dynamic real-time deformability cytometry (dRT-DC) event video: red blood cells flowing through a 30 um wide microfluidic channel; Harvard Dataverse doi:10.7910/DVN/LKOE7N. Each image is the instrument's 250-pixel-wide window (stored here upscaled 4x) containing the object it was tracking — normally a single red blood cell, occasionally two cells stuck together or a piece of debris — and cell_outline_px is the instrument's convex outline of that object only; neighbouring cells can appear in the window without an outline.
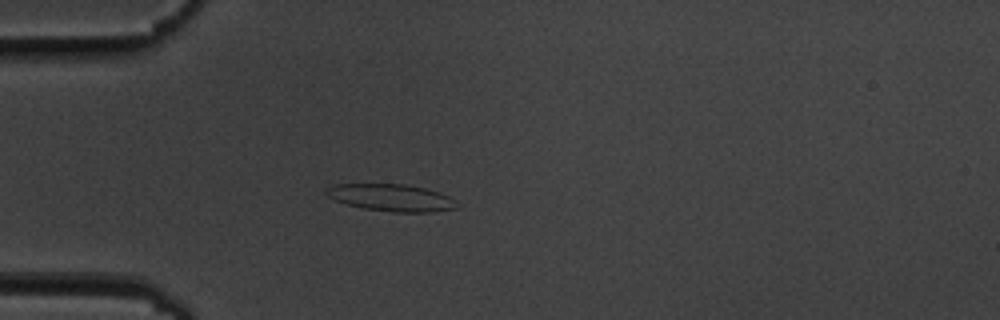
{"species": "common noctule bat (a hibernating species)", "species_latin": "Nyctalus noctula", "temperature_condition": "cold", "stored_images_in_passage": 41, "camera_frame_rate_fps": 3000, "um_per_image_px": 0.085, "animal": {"sex": "male", "body_mass_g": 19.5, "forearm_length_mm": 54.6}, "frame": {"image": 1, "passage_image": 1, "time_ms": 0.0, "image_size_px": [1000, 320], "cell_outline_px": [[460, 208], [432, 212], [392, 212], [364, 208], [348, 204], [336, 200], [328, 196], [324, 192], [332, 184], [404, 184], [424, 188], [440, 192], [456, 200]], "centroid_in_image_um": [33.31, 16.8], "position_along_channel_um": 51.7, "area_um2": 20.63}}
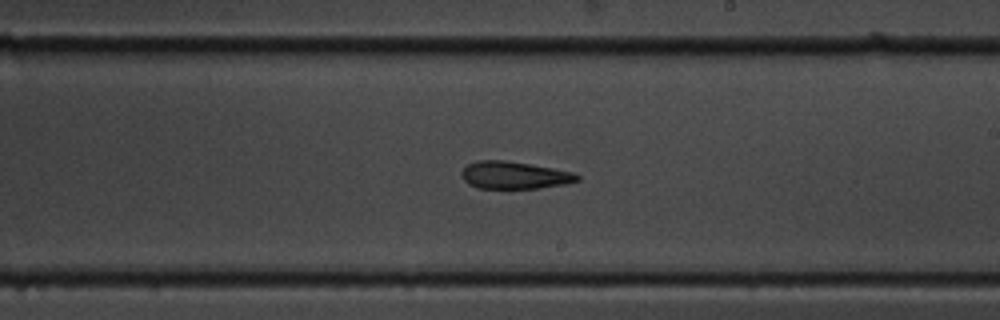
{"frame": {"image": 2, "passage_image": 18, "time_ms": 5.667, "image_size_px": [1000, 320], "cell_outline_px": [[580, 180], [568, 184], [540, 188], [476, 188], [468, 184], [464, 180], [460, 172], [468, 164], [476, 160], [504, 160], [576, 172], [580, 176]], "centroid_in_image_um": [43.74, 14.9], "position_along_channel_um": 245.3, "area_um2": 18.61}}
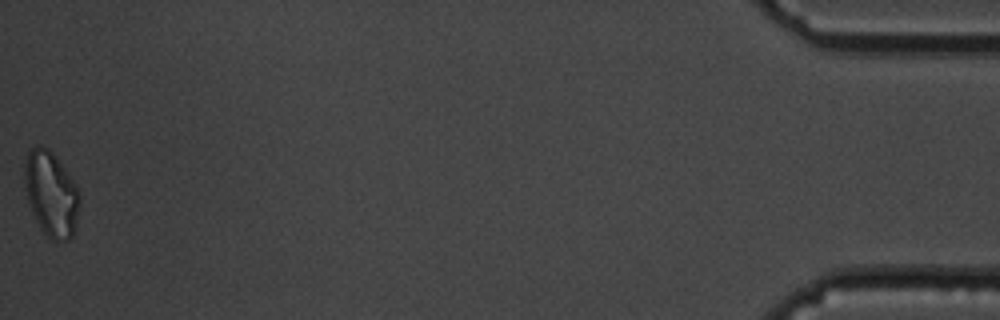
{"frame": {"image": 3, "passage_image": 41, "time_ms": 13.333, "image_size_px": [1000, 320], "cell_outline_px": [[80, 204], [76, 224], [72, 236], [68, 240], [56, 244], [40, 228], [32, 212], [28, 200], [24, 184], [24, 164], [28, 148], [36, 144], [40, 144], [48, 148], [56, 156], [76, 184], [80, 192]], "centroid_in_image_um": [4.34, 16.46], "position_along_channel_um": 430.9, "area_um2": 27.86}, "authors_computed_cell_mechanics": {"area_um2": 19.8832, "velocity_mm_per_s": 3.611, "shape_relaxation_time_tau1_ms": 6.3541, "shape_relaxation_time_tau2_ms": 4.5025, "deformation_change_tau1": 0.1419, "deformation_change_tau2": 0.1316}}